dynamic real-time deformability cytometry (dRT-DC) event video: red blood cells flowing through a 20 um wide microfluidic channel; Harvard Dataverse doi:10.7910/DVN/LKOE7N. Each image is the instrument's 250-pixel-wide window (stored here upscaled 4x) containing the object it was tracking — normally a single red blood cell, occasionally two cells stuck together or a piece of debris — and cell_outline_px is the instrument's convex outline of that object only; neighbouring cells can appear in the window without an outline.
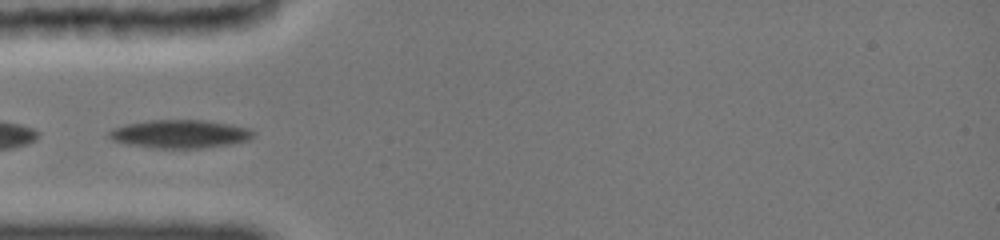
{"species": "common noctule bat (a hibernating species)", "species_latin": "Nyctalus noctula", "temperature_condition": "cold", "stored_images_in_passage": 1, "camera_frame_rate_fps": 3000, "um_per_image_px": 0.085, "animal": {"sex": "female", "body_mass_g": 19.0, "forearm_length_mm": 51.5}, "frame": {"image": 1, "passage_image": 1, "time_ms": 0.0, "image_size_px": [1000, 240], "cell_outline_px": [[252, 136], [248, 140], [200, 148], [152, 148], [128, 144], [112, 140], [108, 136], [108, 132], [116, 128], [128, 124], [152, 120], [200, 120], [228, 124], [248, 128], [252, 132]], "centroid_in_image_um": [15.24, 11.39], "position_along_channel_um": 69.8, "area_um2": 23.12}}